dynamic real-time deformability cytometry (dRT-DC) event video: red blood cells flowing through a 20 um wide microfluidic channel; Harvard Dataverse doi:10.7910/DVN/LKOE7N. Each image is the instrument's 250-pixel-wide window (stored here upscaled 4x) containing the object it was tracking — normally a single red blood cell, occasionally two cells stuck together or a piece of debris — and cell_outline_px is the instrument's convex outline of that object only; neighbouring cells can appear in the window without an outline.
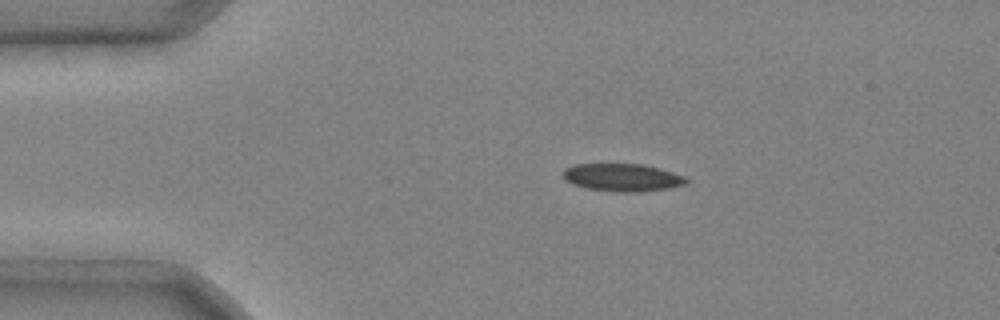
{"species": "common noctule bat (a hibernating species)", "species_latin": "Nyctalus noctula", "temperature_condition": "cold", "stored_images_in_passage": 2, "camera_frame_rate_fps": 3000, "um_per_image_px": 0.085, "animal": {"sex": "male", "body_mass_g": 20.4}, "frame": {"image": 1, "passage_image": 1, "time_ms": 0.0, "image_size_px": [1000, 320], "cell_outline_px": [[692, 180], [688, 184], [668, 188], [640, 192], [612, 192], [588, 188], [572, 184], [564, 180], [564, 168], [576, 164], [640, 164], [660, 168], [684, 176]], "centroid_in_image_um": [52.94, 15.09], "position_along_channel_um": 32.1, "area_um2": 20.06}}